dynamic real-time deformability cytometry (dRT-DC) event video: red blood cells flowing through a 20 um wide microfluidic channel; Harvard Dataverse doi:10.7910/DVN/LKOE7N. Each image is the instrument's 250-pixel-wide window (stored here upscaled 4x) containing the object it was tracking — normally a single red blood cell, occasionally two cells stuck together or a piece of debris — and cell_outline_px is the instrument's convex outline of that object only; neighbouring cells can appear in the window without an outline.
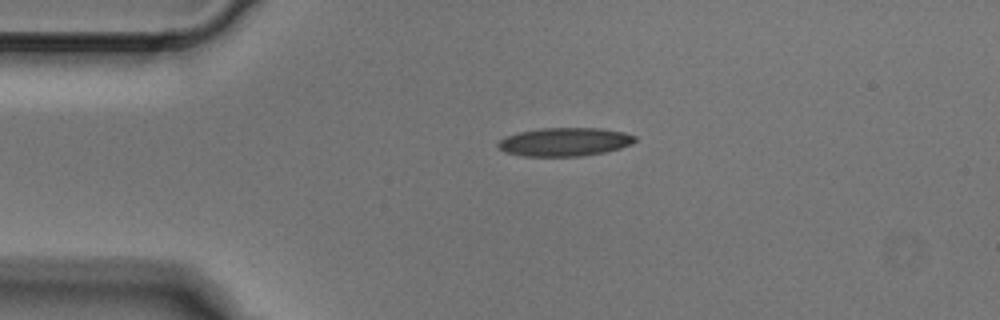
{"species": "Egyptian fruit bat (a non-hibernating species)", "species_latin": "Rousettus aegyptiacus", "temperature_condition": "cold", "stored_images_in_passage": 4, "camera_frame_rate_fps": 3000, "um_per_image_px": 0.085, "animal": {"sex": "male"}, "frame": {"image": 1, "passage_image": 4, "time_ms": 1.0, "image_size_px": [1000, 320], "cell_outline_px": [[636, 140], [632, 144], [620, 148], [604, 152], [580, 156], [524, 156], [504, 152], [496, 144], [504, 136], [520, 132], [540, 128], [600, 128], [624, 132], [636, 136]], "centroid_in_image_um": [47.99, 12.06], "position_along_channel_um": 37.0, "area_um2": 22.72}}